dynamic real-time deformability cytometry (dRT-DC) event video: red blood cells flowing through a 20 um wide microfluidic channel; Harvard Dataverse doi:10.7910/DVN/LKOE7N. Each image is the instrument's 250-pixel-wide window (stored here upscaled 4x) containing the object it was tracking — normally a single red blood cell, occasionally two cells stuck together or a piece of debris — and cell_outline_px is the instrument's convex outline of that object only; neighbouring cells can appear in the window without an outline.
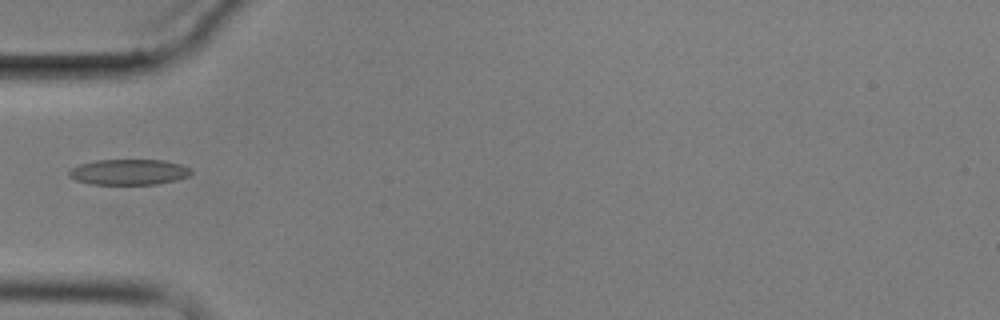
{"species": "common noctule bat (a hibernating species)", "species_latin": "Nyctalus noctula", "temperature_condition": "cold", "stored_images_in_passage": 5, "camera_frame_rate_fps": 3000, "um_per_image_px": 0.085, "animal": {"sex": "male", "body_mass_g": 17.9}, "frame": {"image": 1, "passage_image": 5, "time_ms": 4.667, "image_size_px": [1000, 320], "cell_outline_px": [[192, 172], [188, 176], [176, 180], [156, 184], [92, 184], [76, 180], [68, 176], [68, 172], [72, 168], [80, 164], [96, 160], [164, 160], [180, 164], [192, 168]], "centroid_in_image_um": [10.97, 14.62], "position_along_channel_um": 74.0, "area_um2": 18.21}}